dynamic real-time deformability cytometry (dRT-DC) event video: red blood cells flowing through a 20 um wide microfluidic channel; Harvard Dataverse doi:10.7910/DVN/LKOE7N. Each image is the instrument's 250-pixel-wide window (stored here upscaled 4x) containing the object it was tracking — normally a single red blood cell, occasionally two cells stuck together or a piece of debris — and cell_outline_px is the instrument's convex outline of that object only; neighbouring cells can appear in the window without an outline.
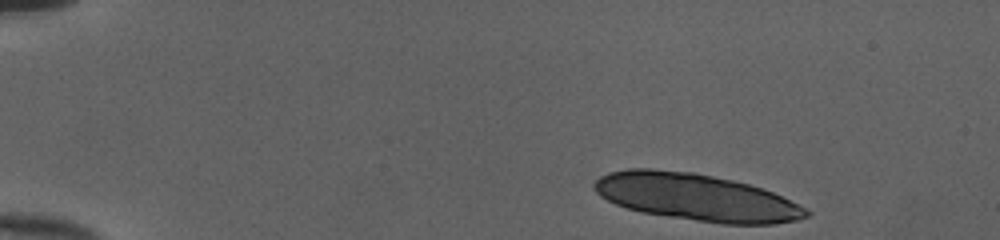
{"species": "human", "species_latin": "Homo sapiens", "temperature_condition": "cold", "stored_images_in_passage": 15, "camera_frame_rate_fps": 3000, "um_per_image_px": 0.085, "donor": {"sex": "female"}, "frame": {"image": 1, "passage_image": 1, "time_ms": 0.0, "image_size_px": [1000, 240], "cell_outline_px": [[812, 212], [808, 216], [796, 220], [772, 224], [720, 224], [640, 212], [616, 204], [600, 196], [596, 192], [592, 184], [600, 176], [608, 172], [628, 168], [652, 168], [692, 172], [732, 180], [748, 184], [772, 192]], "centroid_in_image_um": [59.12, 16.76], "position_along_channel_um": 25.9, "area_um2": 57.8}}